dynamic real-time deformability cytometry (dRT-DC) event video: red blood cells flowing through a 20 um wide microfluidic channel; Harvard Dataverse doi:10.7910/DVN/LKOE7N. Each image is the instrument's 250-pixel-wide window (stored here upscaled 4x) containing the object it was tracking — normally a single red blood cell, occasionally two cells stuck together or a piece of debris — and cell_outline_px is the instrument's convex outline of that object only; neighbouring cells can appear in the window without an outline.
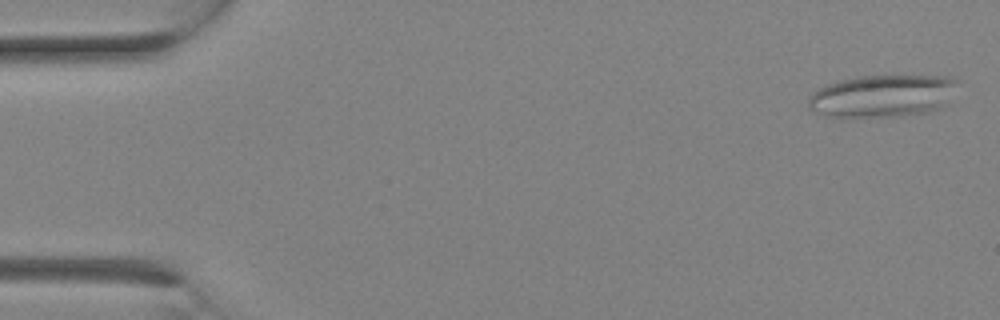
{"species": "Egyptian fruit bat (a non-hibernating species)", "species_latin": "Rousettus aegyptiacus", "temperature_condition": "room temperature", "stored_images_in_passage": 16, "camera_frame_rate_fps": 3000, "um_per_image_px": 0.085, "animal": {"sex": "female"}, "frame": {"image": 1, "passage_image": 1, "time_ms": 0.0, "image_size_px": [1000, 320], "cell_outline_px": [[960, 80], [948, 104], [924, 112], [900, 116], [828, 116], [816, 112], [808, 108], [808, 100], [812, 92], [836, 80], [856, 76], [948, 76]], "centroid_in_image_um": [75.03, 8.13], "position_along_channel_um": 10.0, "area_um2": 36.82}}
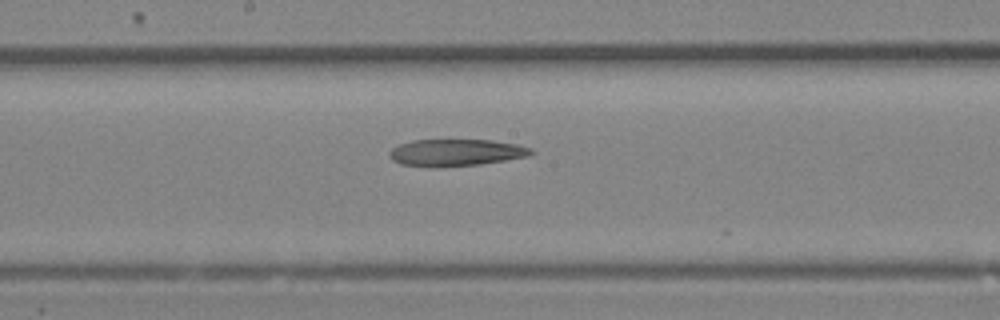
{"frame": {"image": 2, "passage_image": 14, "time_ms": 4.333, "image_size_px": [1000, 320], "cell_outline_px": [[536, 152], [528, 156], [480, 164], [436, 168], [432, 168], [400, 164], [392, 160], [388, 156], [388, 152], [392, 148], [400, 144], [412, 140], [492, 140], [516, 144], [532, 148]], "centroid_in_image_um": [38.72, 12.98], "position_along_channel_um": 209.5, "area_um2": 22.48}}
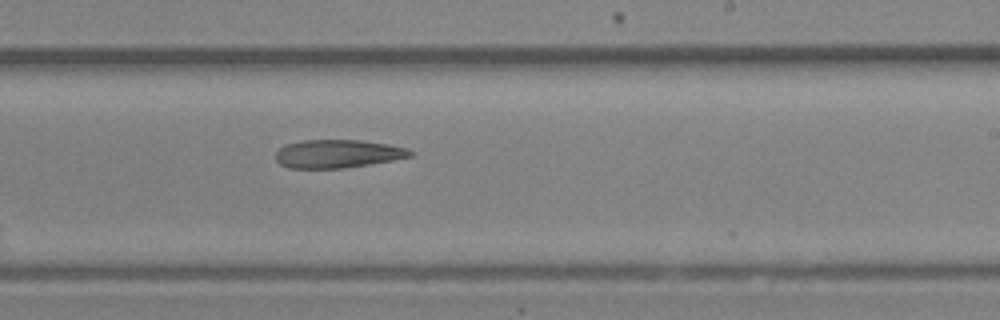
{"frame": {"image": 3, "passage_image": 16, "time_ms": 5.0, "image_size_px": [1000, 320], "cell_outline_px": [[416, 152], [412, 156], [392, 160], [344, 168], [288, 168], [280, 164], [276, 160], [276, 152], [280, 148], [288, 144], [304, 140], [360, 140], [388, 144], [408, 148]], "centroid_in_image_um": [28.73, 13.07], "position_along_channel_um": 260.3, "area_um2": 22.08}}